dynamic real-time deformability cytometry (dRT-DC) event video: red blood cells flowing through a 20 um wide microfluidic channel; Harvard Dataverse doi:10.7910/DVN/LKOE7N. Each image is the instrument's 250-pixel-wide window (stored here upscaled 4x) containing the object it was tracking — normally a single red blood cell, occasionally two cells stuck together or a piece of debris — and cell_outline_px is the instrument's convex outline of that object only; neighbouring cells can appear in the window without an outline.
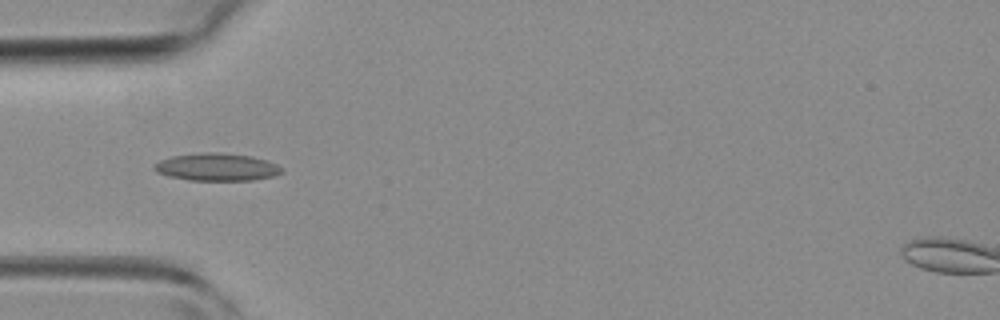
{"species": "common noctule bat (a hibernating species)", "species_latin": "Nyctalus noctula", "temperature_condition": "room temperature", "stored_images_in_passage": 4, "camera_frame_rate_fps": 3000, "um_per_image_px": 0.085, "animal": {"sex": "female", "body_mass_g": 19.3, "forearm_length_mm": 54.1}, "frame": {"image": 1, "passage_image": 3, "time_ms": 2.333, "image_size_px": [1000, 320], "cell_outline_px": [[284, 172], [272, 176], [252, 180], [188, 180], [168, 176], [156, 172], [152, 168], [160, 160], [172, 156], [200, 152], [216, 152], [252, 156], [268, 160], [284, 168]], "centroid_in_image_um": [18.44, 14.19], "position_along_channel_um": 66.6, "area_um2": 20.58}}
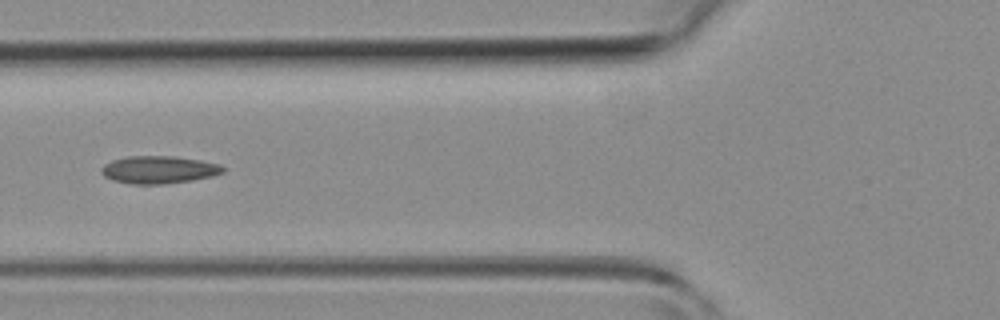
{"frame": {"image": 2, "passage_image": 4, "time_ms": 3.333, "image_size_px": [1000, 320], "cell_outline_px": [[224, 172], [212, 176], [192, 180], [164, 184], [132, 184], [112, 180], [104, 176], [100, 172], [100, 168], [104, 164], [112, 160], [128, 156], [172, 156], [200, 160], [220, 164], [224, 168]], "centroid_in_image_um": [13.47, 14.42], "position_along_channel_um": 112.3, "area_um2": 19.59}}